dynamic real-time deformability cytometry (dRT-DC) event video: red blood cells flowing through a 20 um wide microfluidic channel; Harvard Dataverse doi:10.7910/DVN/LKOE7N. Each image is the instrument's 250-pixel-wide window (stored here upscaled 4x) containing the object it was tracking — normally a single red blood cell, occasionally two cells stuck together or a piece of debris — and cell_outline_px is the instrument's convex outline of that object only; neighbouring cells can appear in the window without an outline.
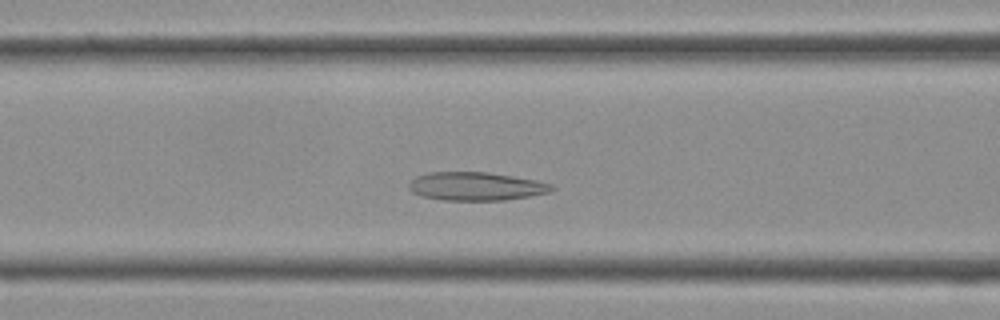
{"species": "Egyptian fruit bat (a non-hibernating species)", "species_latin": "Rousettus aegyptiacus", "temperature_condition": "cold", "stored_images_in_passage": 31, "camera_frame_rate_fps": 3000, "um_per_image_px": 0.085, "frame": {"image": 1, "passage_image": 8, "time_ms": 2.333, "image_size_px": [1000, 320], "cell_outline_px": [[556, 188], [552, 192], [504, 200], [440, 200], [420, 196], [412, 192], [408, 188], [408, 184], [416, 176], [428, 172], [488, 172], [536, 180], [552, 184]], "centroid_in_image_um": [40.45, 15.84], "position_along_channel_um": 126.2, "area_um2": 23.76}}
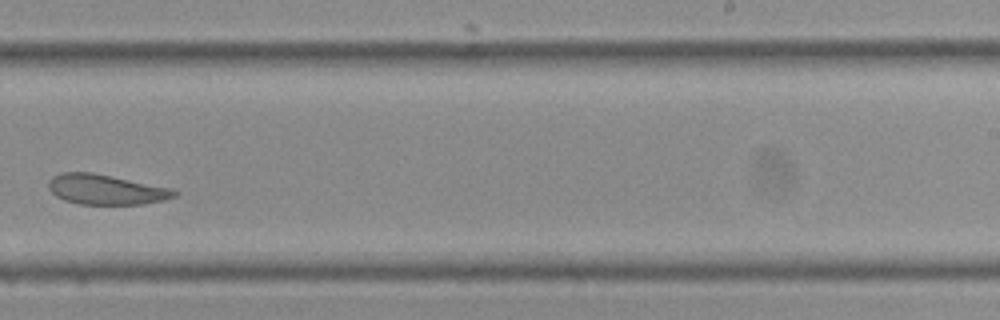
{"frame": {"image": 2, "passage_image": 17, "time_ms": 5.333, "image_size_px": [1000, 320], "cell_outline_px": [[180, 192], [176, 196], [164, 200], [144, 204], [80, 204], [64, 200], [56, 196], [48, 188], [48, 180], [52, 176], [60, 172], [92, 172], [172, 188]], "centroid_in_image_um": [9.0, 16.1], "position_along_channel_um": 280.0, "area_um2": 22.2}}
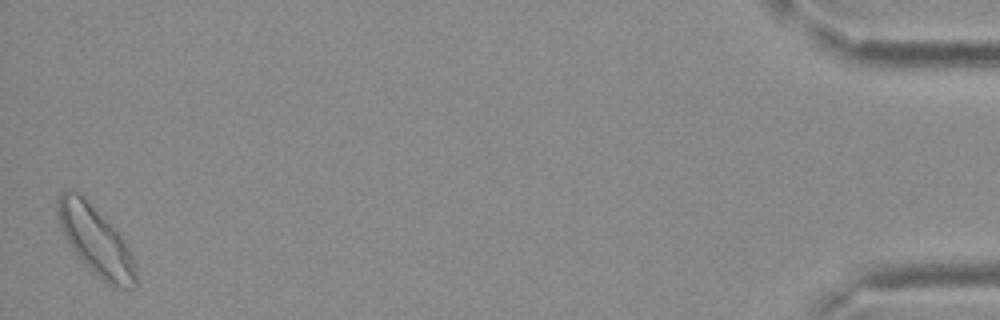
{"frame": {"image": 3, "passage_image": 31, "time_ms": 10.0, "image_size_px": [1000, 320], "cell_outline_px": [[136, 288], [120, 288], [104, 284], [76, 256], [64, 236], [60, 228], [56, 216], [56, 204], [60, 192], [76, 192], [120, 236], [128, 248], [132, 256], [136, 276]], "centroid_in_image_um": [8.09, 20.56], "position_along_channel_um": 427.1, "area_um2": 30.52}}